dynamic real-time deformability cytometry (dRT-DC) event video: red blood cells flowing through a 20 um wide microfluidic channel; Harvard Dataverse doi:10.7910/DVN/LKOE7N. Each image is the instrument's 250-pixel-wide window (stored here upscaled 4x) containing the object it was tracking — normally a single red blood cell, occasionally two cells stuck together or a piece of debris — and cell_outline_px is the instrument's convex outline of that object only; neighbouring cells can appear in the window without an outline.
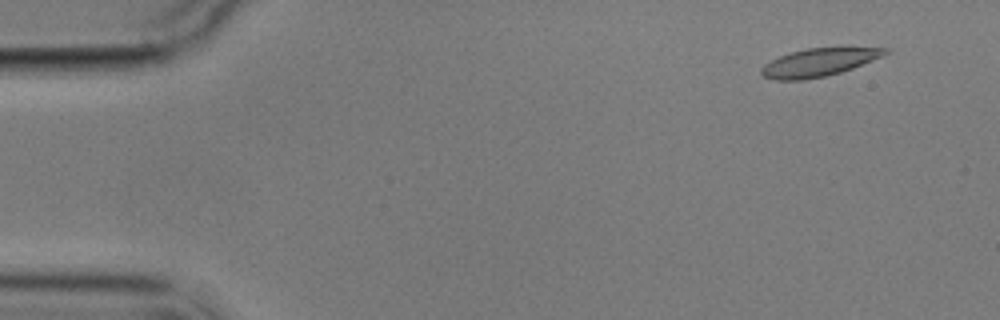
{"species": "common noctule bat (a hibernating species)", "species_latin": "Nyctalus noctula", "temperature_condition": "cold", "stored_images_in_passage": 4, "camera_frame_rate_fps": 3000, "um_per_image_px": 0.085, "animal": {"sex": "male", "body_mass_g": 17.9}, "frame": {"image": 1, "passage_image": 1, "time_ms": 0.0, "image_size_px": [1000, 320], "cell_outline_px": [[892, 48], [884, 56], [852, 68], [840, 72], [824, 76], [800, 80], [776, 80], [764, 76], [760, 72], [760, 68], [764, 64], [780, 56], [792, 52], [808, 48], [840, 44], [844, 44]], "centroid_in_image_um": [69.74, 5.22], "position_along_channel_um": 15.3, "area_um2": 21.1}}